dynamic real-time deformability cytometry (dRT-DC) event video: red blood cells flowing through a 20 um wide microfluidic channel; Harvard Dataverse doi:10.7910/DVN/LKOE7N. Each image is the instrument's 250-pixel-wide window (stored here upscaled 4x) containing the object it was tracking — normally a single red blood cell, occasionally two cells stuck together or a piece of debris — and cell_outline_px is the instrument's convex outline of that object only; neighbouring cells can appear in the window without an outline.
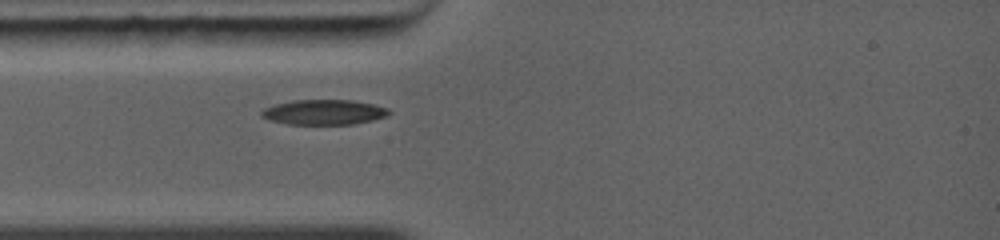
{"species": "common noctule bat (a hibernating species)", "species_latin": "Nyctalus noctula", "temperature_condition": "warm", "stored_images_in_passage": 2, "camera_frame_rate_fps": 5000, "um_per_image_px": 0.085, "animal": {"sex": "female", "body_mass_g": 19.0, "forearm_length_mm": 56.7}, "frame": {"image": 1, "passage_image": 1, "time_ms": 0.0, "image_size_px": [1000, 240], "cell_outline_px": [[392, 112], [388, 116], [372, 120], [352, 124], [288, 124], [268, 120], [260, 116], [260, 112], [264, 108], [276, 104], [292, 100], [352, 100], [372, 104], [388, 108]], "centroid_in_image_um": [27.52, 9.53], "position_along_channel_um": 57.5, "area_um2": 18.67}}
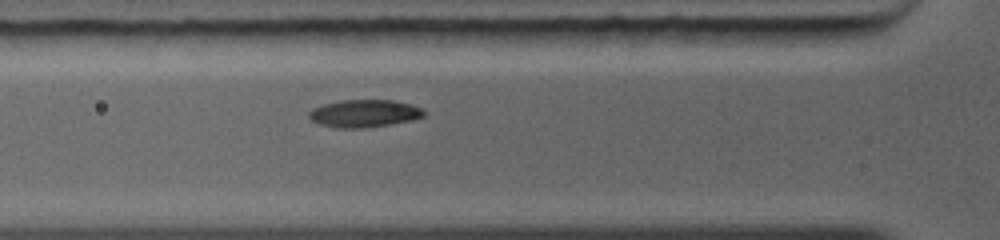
{"frame": {"image": 2, "passage_image": 2, "time_ms": 0.8, "image_size_px": [1000, 240], "cell_outline_px": [[424, 116], [412, 120], [364, 128], [336, 128], [320, 124], [312, 120], [308, 116], [308, 112], [312, 108], [324, 104], [340, 100], [392, 100], [408, 104], [420, 108], [424, 112]], "centroid_in_image_um": [30.91, 9.64], "position_along_channel_um": 94.9, "area_um2": 18.26}}